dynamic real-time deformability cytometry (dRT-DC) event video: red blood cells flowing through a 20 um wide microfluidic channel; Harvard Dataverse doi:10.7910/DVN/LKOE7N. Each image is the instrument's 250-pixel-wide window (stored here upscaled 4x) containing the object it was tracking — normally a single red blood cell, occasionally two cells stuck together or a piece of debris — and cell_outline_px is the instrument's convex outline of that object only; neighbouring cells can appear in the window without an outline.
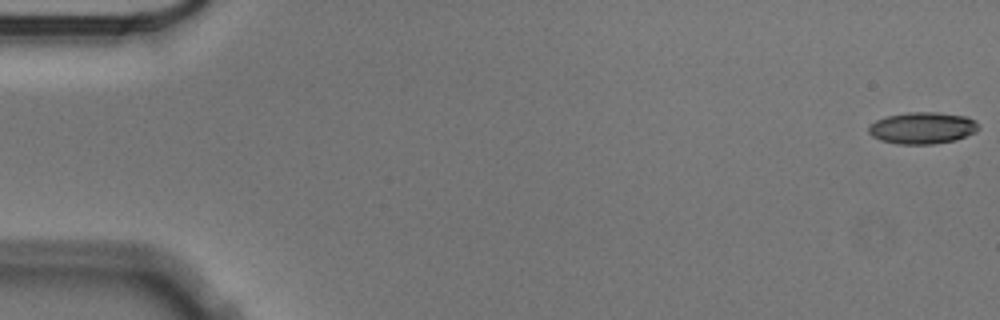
{"species": "Egyptian fruit bat (a non-hibernating species)", "species_latin": "Rousettus aegyptiacus", "temperature_condition": "cold", "stored_images_in_passage": 57, "camera_frame_rate_fps": 3000, "um_per_image_px": 0.085, "animal": {"sex": "male"}, "frame": {"image": 1, "passage_image": 1, "time_ms": 0.0, "image_size_px": [1000, 320], "cell_outline_px": [[980, 128], [976, 132], [956, 140], [936, 144], [896, 144], [880, 140], [872, 136], [868, 132], [868, 128], [876, 120], [888, 116], [908, 112], [940, 112], [968, 116], [976, 120]], "centroid_in_image_um": [78.45, 10.88], "position_along_channel_um": 6.5, "area_um2": 20.58}}
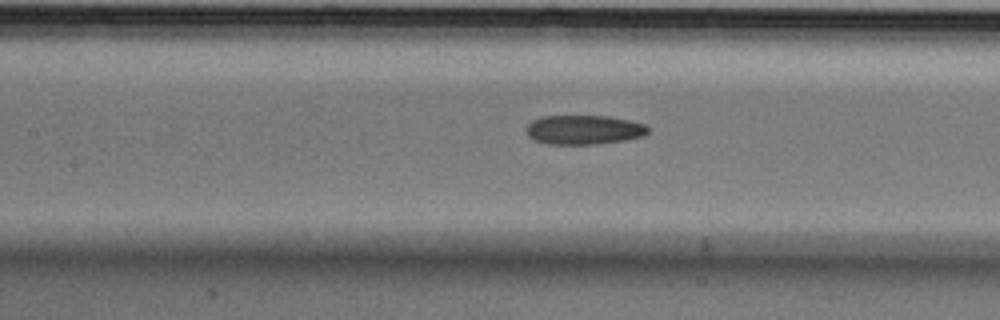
{"frame": {"image": 2, "passage_image": 26, "time_ms": 8.333, "image_size_px": [1000, 320], "cell_outline_px": [[648, 132], [640, 136], [624, 140], [596, 144], [548, 144], [536, 140], [528, 136], [528, 124], [532, 120], [544, 116], [608, 116], [628, 120], [644, 124], [648, 128]], "centroid_in_image_um": [49.62, 11.03], "position_along_channel_um": 157.8, "area_um2": 20.46}}
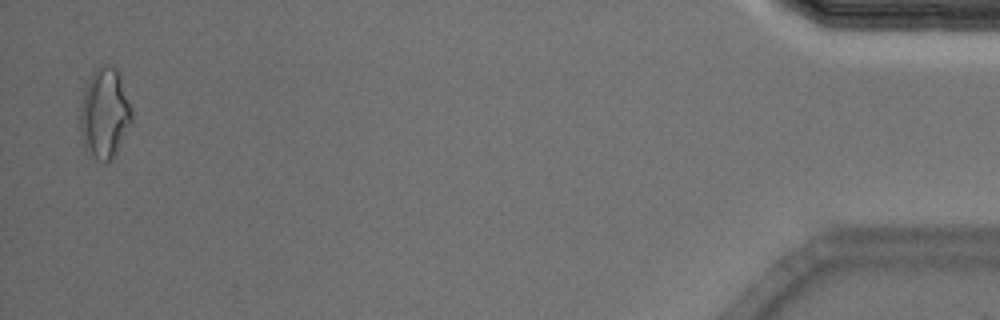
{"frame": {"image": 3, "passage_image": 56, "time_ms": 18.333, "image_size_px": [1000, 320], "cell_outline_px": [[132, 124], [116, 152], [108, 160], [100, 160], [84, 148], [80, 132], [80, 104], [84, 88], [92, 72], [104, 64], [116, 68], [120, 72], [132, 112]], "centroid_in_image_um": [8.89, 9.59], "position_along_channel_um": 426.3, "area_um2": 27.05}, "authors_computed_cell_mechanics": {"area_um2": 21.097, "velocity_mm_per_s": 3.5486, "shape_relaxation_time_tau1_ms": 5.4349, "shape_relaxation_time_tau2_ms": 4.3665, "deformation_change_tau1": 0.1609, "deformation_change_tau2": 0.1218}}